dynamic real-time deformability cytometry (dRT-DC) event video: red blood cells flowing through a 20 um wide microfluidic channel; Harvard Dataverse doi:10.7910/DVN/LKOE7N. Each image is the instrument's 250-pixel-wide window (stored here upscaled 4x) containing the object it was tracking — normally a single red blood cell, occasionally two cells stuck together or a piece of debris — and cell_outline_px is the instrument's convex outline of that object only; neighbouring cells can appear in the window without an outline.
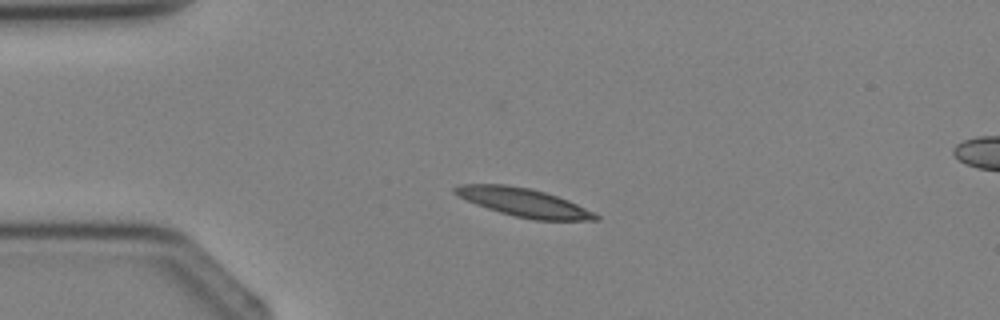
{"species": "Egyptian fruit bat (a non-hibernating species)", "species_latin": "Rousettus aegyptiacus", "temperature_condition": "cold", "stored_images_in_passage": 2, "camera_frame_rate_fps": 3000, "um_per_image_px": 0.085, "animal": {"sex": "female"}, "frame": {"image": 1, "passage_image": 1, "time_ms": 0.0, "image_size_px": [1000, 320], "cell_outline_px": [[600, 220], [532, 220], [500, 212], [476, 204], [452, 192], [452, 188], [460, 184], [504, 184], [532, 188], [568, 200], [600, 216]], "centroid_in_image_um": [44.5, 17.2], "position_along_channel_um": 40.5, "area_um2": 23.0}}